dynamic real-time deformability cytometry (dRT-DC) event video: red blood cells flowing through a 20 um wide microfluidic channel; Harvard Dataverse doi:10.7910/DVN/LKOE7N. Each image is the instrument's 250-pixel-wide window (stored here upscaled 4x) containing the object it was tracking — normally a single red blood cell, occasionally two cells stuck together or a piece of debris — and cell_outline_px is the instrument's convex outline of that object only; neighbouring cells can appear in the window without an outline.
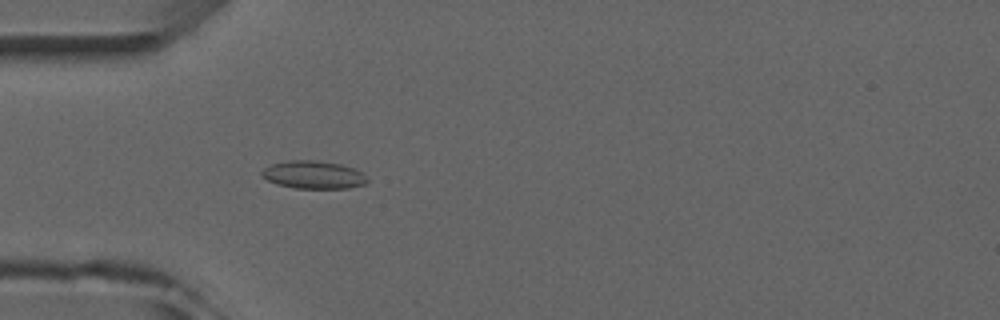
{"species": "common noctule bat (a hibernating species)", "species_latin": "Nyctalus noctula", "temperature_condition": "room temperature", "stored_images_in_passage": 5, "camera_frame_rate_fps": 3000, "um_per_image_px": 0.085, "animal": {"sex": "male", "forearm_length_mm": 52.5}, "frame": {"image": 1, "passage_image": 5, "time_ms": 4.667, "image_size_px": [1000, 320], "cell_outline_px": [[368, 180], [364, 184], [348, 188], [296, 188], [276, 184], [268, 180], [260, 172], [264, 168], [272, 164], [288, 160], [312, 160], [340, 164], [356, 168]], "centroid_in_image_um": [26.63, 14.85], "position_along_channel_um": 58.4, "area_um2": 16.94}}